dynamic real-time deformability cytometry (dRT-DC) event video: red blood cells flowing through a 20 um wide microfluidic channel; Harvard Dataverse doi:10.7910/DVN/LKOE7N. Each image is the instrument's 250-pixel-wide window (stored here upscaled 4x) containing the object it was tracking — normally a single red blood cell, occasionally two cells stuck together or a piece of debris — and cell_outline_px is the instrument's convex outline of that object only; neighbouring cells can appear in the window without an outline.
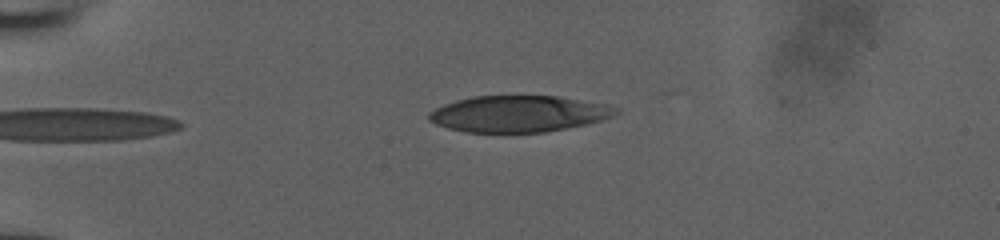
{"species": "human", "species_latin": "Homo sapiens", "temperature_condition": "room temperature", "stored_images_in_passage": 38, "camera_frame_rate_fps": 3000, "um_per_image_px": 0.085, "donor": {"sex": "male"}, "frame": {"image": 1, "passage_image": 1, "time_ms": 0.0, "image_size_px": [1000, 240], "cell_outline_px": [[620, 112], [612, 116], [600, 120], [584, 124], [544, 132], [468, 132], [448, 128], [436, 124], [428, 120], [428, 112], [444, 104], [456, 100], [472, 96], [556, 96], [604, 104], [620, 108]], "centroid_in_image_um": [44.05, 9.67], "position_along_channel_um": 41.0, "area_um2": 39.3}}
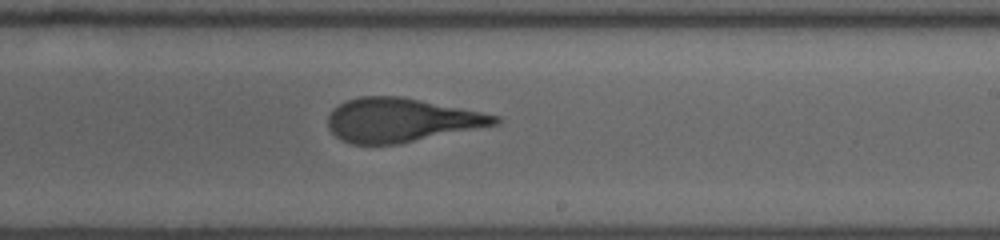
{"frame": {"image": 2, "passage_image": 20, "time_ms": 6.333, "image_size_px": [1000, 240], "cell_outline_px": [[500, 124], [400, 144], [352, 144], [340, 140], [328, 128], [328, 116], [332, 108], [348, 100], [360, 96], [400, 96], [500, 116]], "centroid_in_image_um": [34.07, 10.22], "position_along_channel_um": 254.9, "area_um2": 42.6}}
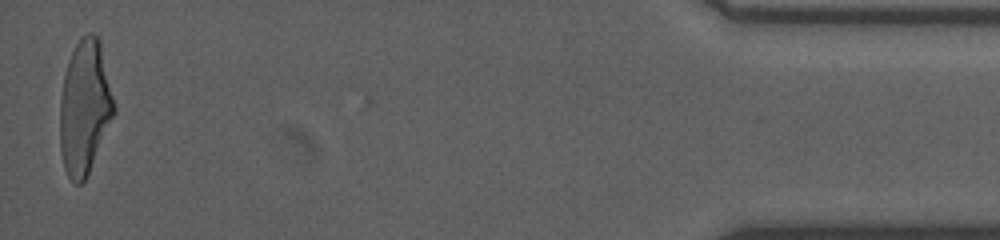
{"frame": {"image": 3, "passage_image": 38, "time_ms": 12.333, "image_size_px": [1000, 240], "cell_outline_px": [[116, 112], [88, 172], [84, 180], [80, 184], [72, 184], [64, 168], [60, 152], [60, 100], [64, 76], [68, 60], [76, 44], [88, 32], [92, 32], [100, 40], [116, 104]], "centroid_in_image_um": [7.21, 9.12], "position_along_channel_um": 428.0, "area_um2": 42.37}}